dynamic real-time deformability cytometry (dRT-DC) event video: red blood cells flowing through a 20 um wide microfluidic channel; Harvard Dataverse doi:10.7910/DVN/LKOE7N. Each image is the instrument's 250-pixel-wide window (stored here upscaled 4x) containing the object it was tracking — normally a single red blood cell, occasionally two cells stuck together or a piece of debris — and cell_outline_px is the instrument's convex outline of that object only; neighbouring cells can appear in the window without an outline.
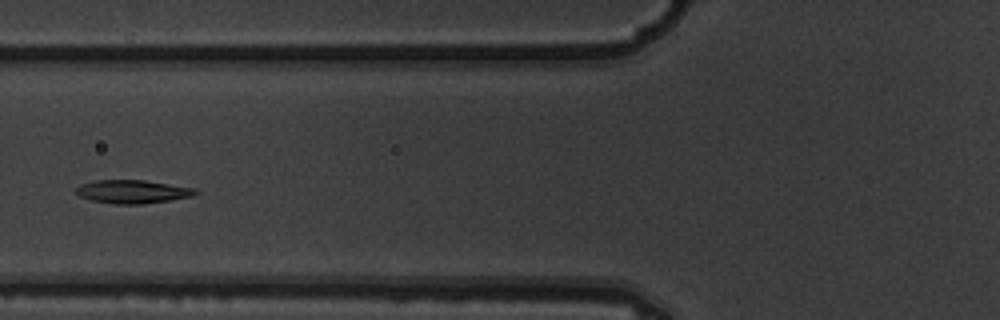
{"species": "common noctule bat (a hibernating species)", "species_latin": "Nyctalus noctula", "temperature_condition": "warm", "stored_images_in_passage": 9, "camera_frame_rate_fps": 3000, "um_per_image_px": 0.085, "animal": {"sex": "male", "body_mass_g": 19.5, "forearm_length_mm": 54.6}, "frame": {"image": 1, "passage_image": 6, "time_ms": 1.667, "image_size_px": [1000, 320], "cell_outline_px": [[200, 192], [192, 196], [144, 204], [112, 204], [92, 200], [80, 196], [76, 192], [76, 188], [80, 184], [92, 180], [144, 180], [196, 188]], "centroid_in_image_um": [11.27, 16.28], "position_along_channel_um": 114.5, "area_um2": 16.3}}
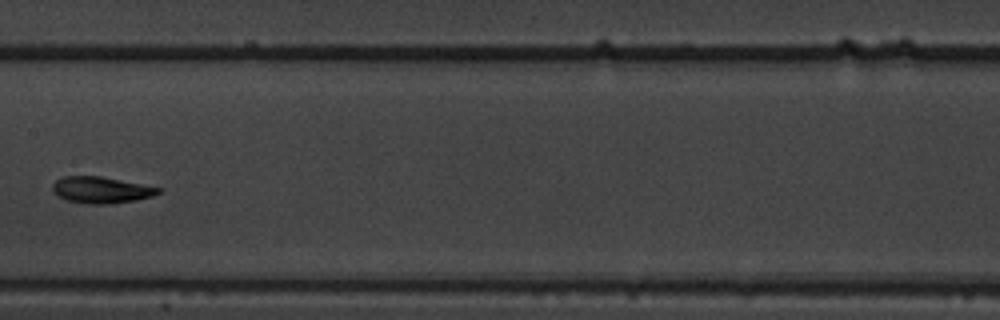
{"frame": {"image": 2, "passage_image": 8, "time_ms": 2.333, "image_size_px": [1000, 320], "cell_outline_px": [[160, 192], [152, 196], [136, 200], [112, 204], [84, 204], [68, 200], [52, 192], [52, 184], [56, 180], [64, 176], [100, 176], [160, 188]], "centroid_in_image_um": [8.56, 16.15], "position_along_channel_um": 198.8, "area_um2": 16.18}}
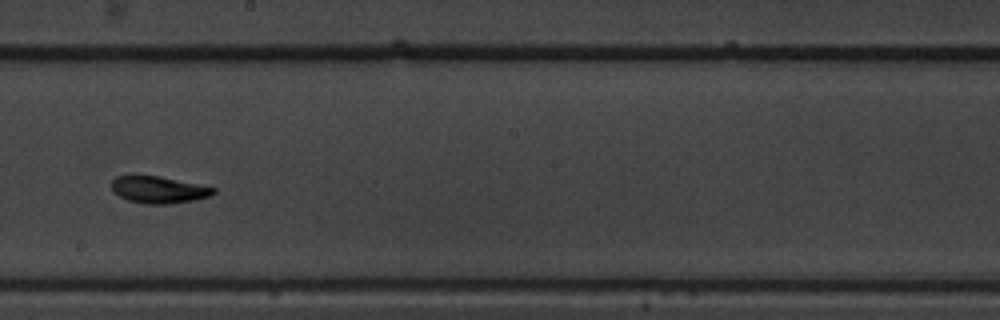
{"frame": {"image": 3, "passage_image": 9, "time_ms": 2.667, "image_size_px": [1000, 320], "cell_outline_px": [[216, 192], [208, 196], [196, 200], [168, 204], [144, 204], [128, 200], [112, 192], [112, 180], [116, 176], [160, 176], [216, 188]], "centroid_in_image_um": [13.48, 16.13], "position_along_channel_um": 234.7, "area_um2": 15.9}}